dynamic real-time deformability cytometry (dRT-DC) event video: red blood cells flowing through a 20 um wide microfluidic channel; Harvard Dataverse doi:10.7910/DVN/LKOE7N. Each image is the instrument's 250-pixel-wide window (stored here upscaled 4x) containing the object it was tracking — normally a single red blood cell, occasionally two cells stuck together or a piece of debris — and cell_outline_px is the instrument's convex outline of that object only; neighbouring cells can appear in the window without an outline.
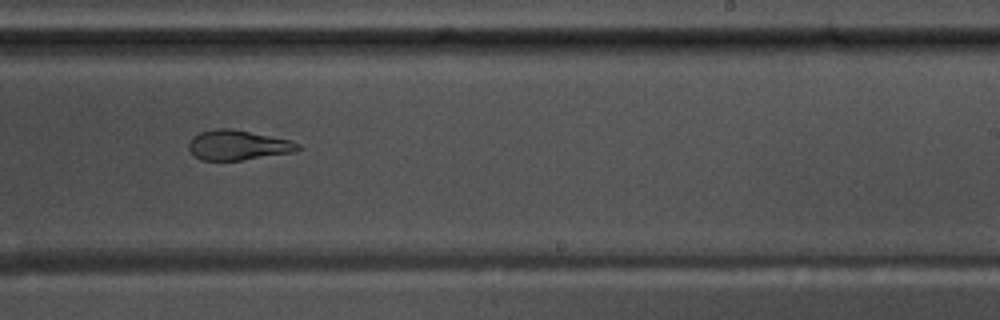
{"species": "common noctule bat (a hibernating species)", "species_latin": "Nyctalus noctula", "temperature_condition": "warm", "stored_images_in_passage": 38, "camera_frame_rate_fps": 3000, "um_per_image_px": 0.085, "animal": {"sex": "male", "body_mass_g": 17.5, "forearm_length_mm": 52.3}, "frame": {"image": 1, "passage_image": 17, "time_ms": 5.333, "image_size_px": [1000, 320], "cell_outline_px": [[300, 148], [296, 152], [240, 160], [200, 160], [188, 148], [188, 144], [192, 136], [200, 132], [216, 128], [232, 128], [292, 140], [300, 144]], "centroid_in_image_um": [20.24, 12.32], "position_along_channel_um": 268.8, "area_um2": 19.13}}
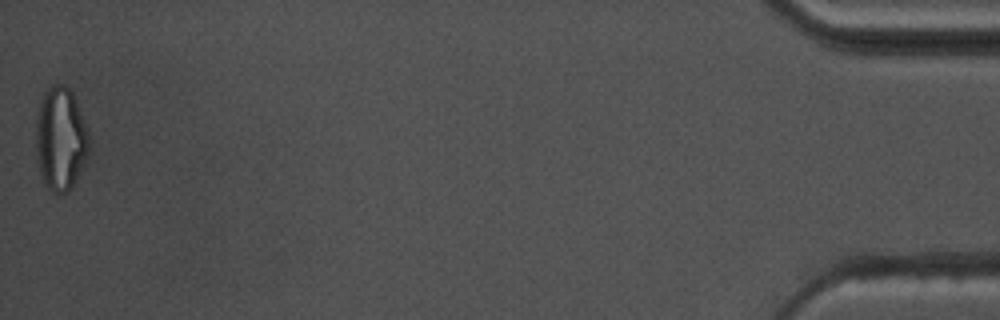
{"frame": {"image": 2, "passage_image": 38, "time_ms": 12.333, "image_size_px": [1000, 320], "cell_outline_px": [[92, 144], [72, 184], [64, 192], [52, 192], [44, 184], [36, 160], [36, 120], [40, 100], [44, 92], [52, 84], [64, 84], [72, 92], [76, 100], [88, 128], [92, 140]], "centroid_in_image_um": [5.15, 11.74], "position_along_channel_um": 430.1, "area_um2": 32.08}}